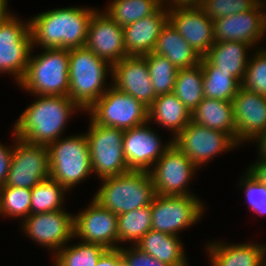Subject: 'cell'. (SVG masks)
I'll use <instances>...</instances> for the list:
<instances>
[{
  "label": "cell",
  "instance_id": "35",
  "mask_svg": "<svg viewBox=\"0 0 266 266\" xmlns=\"http://www.w3.org/2000/svg\"><path fill=\"white\" fill-rule=\"evenodd\" d=\"M147 61L156 96L172 93L178 69L166 57L153 52L143 55Z\"/></svg>",
  "mask_w": 266,
  "mask_h": 266
},
{
  "label": "cell",
  "instance_id": "44",
  "mask_svg": "<svg viewBox=\"0 0 266 266\" xmlns=\"http://www.w3.org/2000/svg\"><path fill=\"white\" fill-rule=\"evenodd\" d=\"M203 0H162V4L165 5L167 10H173L178 8H197L201 7ZM171 6H170V5Z\"/></svg>",
  "mask_w": 266,
  "mask_h": 266
},
{
  "label": "cell",
  "instance_id": "45",
  "mask_svg": "<svg viewBox=\"0 0 266 266\" xmlns=\"http://www.w3.org/2000/svg\"><path fill=\"white\" fill-rule=\"evenodd\" d=\"M258 142L259 158L266 160V130L261 132L253 141Z\"/></svg>",
  "mask_w": 266,
  "mask_h": 266
},
{
  "label": "cell",
  "instance_id": "42",
  "mask_svg": "<svg viewBox=\"0 0 266 266\" xmlns=\"http://www.w3.org/2000/svg\"><path fill=\"white\" fill-rule=\"evenodd\" d=\"M95 266H124L121 249H107Z\"/></svg>",
  "mask_w": 266,
  "mask_h": 266
},
{
  "label": "cell",
  "instance_id": "36",
  "mask_svg": "<svg viewBox=\"0 0 266 266\" xmlns=\"http://www.w3.org/2000/svg\"><path fill=\"white\" fill-rule=\"evenodd\" d=\"M31 214V189L0 187V215L27 218Z\"/></svg>",
  "mask_w": 266,
  "mask_h": 266
},
{
  "label": "cell",
  "instance_id": "25",
  "mask_svg": "<svg viewBox=\"0 0 266 266\" xmlns=\"http://www.w3.org/2000/svg\"><path fill=\"white\" fill-rule=\"evenodd\" d=\"M148 120L171 130L174 139L191 122V112L172 92L157 96L149 107Z\"/></svg>",
  "mask_w": 266,
  "mask_h": 266
},
{
  "label": "cell",
  "instance_id": "17",
  "mask_svg": "<svg viewBox=\"0 0 266 266\" xmlns=\"http://www.w3.org/2000/svg\"><path fill=\"white\" fill-rule=\"evenodd\" d=\"M148 124L149 122L124 131V158L130 170L150 171L172 144V139L166 145L162 144L159 135Z\"/></svg>",
  "mask_w": 266,
  "mask_h": 266
},
{
  "label": "cell",
  "instance_id": "22",
  "mask_svg": "<svg viewBox=\"0 0 266 266\" xmlns=\"http://www.w3.org/2000/svg\"><path fill=\"white\" fill-rule=\"evenodd\" d=\"M168 22V10L162 5L155 13L123 27L128 56H143L153 52L161 29Z\"/></svg>",
  "mask_w": 266,
  "mask_h": 266
},
{
  "label": "cell",
  "instance_id": "41",
  "mask_svg": "<svg viewBox=\"0 0 266 266\" xmlns=\"http://www.w3.org/2000/svg\"><path fill=\"white\" fill-rule=\"evenodd\" d=\"M13 148L0 143V187L5 185L12 159Z\"/></svg>",
  "mask_w": 266,
  "mask_h": 266
},
{
  "label": "cell",
  "instance_id": "10",
  "mask_svg": "<svg viewBox=\"0 0 266 266\" xmlns=\"http://www.w3.org/2000/svg\"><path fill=\"white\" fill-rule=\"evenodd\" d=\"M22 21L9 12L0 22V73L14 75L17 84L25 74L30 52L34 51L29 20Z\"/></svg>",
  "mask_w": 266,
  "mask_h": 266
},
{
  "label": "cell",
  "instance_id": "3",
  "mask_svg": "<svg viewBox=\"0 0 266 266\" xmlns=\"http://www.w3.org/2000/svg\"><path fill=\"white\" fill-rule=\"evenodd\" d=\"M101 180L102 185L93 200L117 215L151 205L156 196L149 171L131 170Z\"/></svg>",
  "mask_w": 266,
  "mask_h": 266
},
{
  "label": "cell",
  "instance_id": "20",
  "mask_svg": "<svg viewBox=\"0 0 266 266\" xmlns=\"http://www.w3.org/2000/svg\"><path fill=\"white\" fill-rule=\"evenodd\" d=\"M236 123V143L253 141L266 130V96L241 86L232 101ZM251 140V141H250Z\"/></svg>",
  "mask_w": 266,
  "mask_h": 266
},
{
  "label": "cell",
  "instance_id": "19",
  "mask_svg": "<svg viewBox=\"0 0 266 266\" xmlns=\"http://www.w3.org/2000/svg\"><path fill=\"white\" fill-rule=\"evenodd\" d=\"M112 85L150 107L157 96L143 56H127L112 66Z\"/></svg>",
  "mask_w": 266,
  "mask_h": 266
},
{
  "label": "cell",
  "instance_id": "9",
  "mask_svg": "<svg viewBox=\"0 0 266 266\" xmlns=\"http://www.w3.org/2000/svg\"><path fill=\"white\" fill-rule=\"evenodd\" d=\"M204 204L194 195H157L151 203V229L176 235L197 223L204 212Z\"/></svg>",
  "mask_w": 266,
  "mask_h": 266
},
{
  "label": "cell",
  "instance_id": "1",
  "mask_svg": "<svg viewBox=\"0 0 266 266\" xmlns=\"http://www.w3.org/2000/svg\"><path fill=\"white\" fill-rule=\"evenodd\" d=\"M97 9L85 7L55 8L29 19L32 48L52 49L84 47L92 14Z\"/></svg>",
  "mask_w": 266,
  "mask_h": 266
},
{
  "label": "cell",
  "instance_id": "27",
  "mask_svg": "<svg viewBox=\"0 0 266 266\" xmlns=\"http://www.w3.org/2000/svg\"><path fill=\"white\" fill-rule=\"evenodd\" d=\"M153 53L166 57L177 69L194 67L201 59L169 21L161 29Z\"/></svg>",
  "mask_w": 266,
  "mask_h": 266
},
{
  "label": "cell",
  "instance_id": "6",
  "mask_svg": "<svg viewBox=\"0 0 266 266\" xmlns=\"http://www.w3.org/2000/svg\"><path fill=\"white\" fill-rule=\"evenodd\" d=\"M47 147L50 178L57 181L67 191L93 173L85 133L59 138Z\"/></svg>",
  "mask_w": 266,
  "mask_h": 266
},
{
  "label": "cell",
  "instance_id": "37",
  "mask_svg": "<svg viewBox=\"0 0 266 266\" xmlns=\"http://www.w3.org/2000/svg\"><path fill=\"white\" fill-rule=\"evenodd\" d=\"M246 68L242 87L266 96V51L258 49L256 53L251 54Z\"/></svg>",
  "mask_w": 266,
  "mask_h": 266
},
{
  "label": "cell",
  "instance_id": "31",
  "mask_svg": "<svg viewBox=\"0 0 266 266\" xmlns=\"http://www.w3.org/2000/svg\"><path fill=\"white\" fill-rule=\"evenodd\" d=\"M162 5V0H113L104 13L124 27L155 13Z\"/></svg>",
  "mask_w": 266,
  "mask_h": 266
},
{
  "label": "cell",
  "instance_id": "15",
  "mask_svg": "<svg viewBox=\"0 0 266 266\" xmlns=\"http://www.w3.org/2000/svg\"><path fill=\"white\" fill-rule=\"evenodd\" d=\"M118 215L102 208L93 199L88 208L74 216V237L84 243L99 244L106 249L120 248Z\"/></svg>",
  "mask_w": 266,
  "mask_h": 266
},
{
  "label": "cell",
  "instance_id": "23",
  "mask_svg": "<svg viewBox=\"0 0 266 266\" xmlns=\"http://www.w3.org/2000/svg\"><path fill=\"white\" fill-rule=\"evenodd\" d=\"M206 249L211 266H266L265 244L210 242Z\"/></svg>",
  "mask_w": 266,
  "mask_h": 266
},
{
  "label": "cell",
  "instance_id": "30",
  "mask_svg": "<svg viewBox=\"0 0 266 266\" xmlns=\"http://www.w3.org/2000/svg\"><path fill=\"white\" fill-rule=\"evenodd\" d=\"M173 93L192 113L204 98L203 70L200 63L191 68L178 69Z\"/></svg>",
  "mask_w": 266,
  "mask_h": 266
},
{
  "label": "cell",
  "instance_id": "26",
  "mask_svg": "<svg viewBox=\"0 0 266 266\" xmlns=\"http://www.w3.org/2000/svg\"><path fill=\"white\" fill-rule=\"evenodd\" d=\"M180 237L159 231L149 230L136 247L160 262L170 266H189Z\"/></svg>",
  "mask_w": 266,
  "mask_h": 266
},
{
  "label": "cell",
  "instance_id": "16",
  "mask_svg": "<svg viewBox=\"0 0 266 266\" xmlns=\"http://www.w3.org/2000/svg\"><path fill=\"white\" fill-rule=\"evenodd\" d=\"M264 9L259 1L248 11L213 20L215 42L242 41L255 47L266 32Z\"/></svg>",
  "mask_w": 266,
  "mask_h": 266
},
{
  "label": "cell",
  "instance_id": "4",
  "mask_svg": "<svg viewBox=\"0 0 266 266\" xmlns=\"http://www.w3.org/2000/svg\"><path fill=\"white\" fill-rule=\"evenodd\" d=\"M108 73L112 74V66L85 46L70 49L68 97L87 111L109 88H105Z\"/></svg>",
  "mask_w": 266,
  "mask_h": 266
},
{
  "label": "cell",
  "instance_id": "28",
  "mask_svg": "<svg viewBox=\"0 0 266 266\" xmlns=\"http://www.w3.org/2000/svg\"><path fill=\"white\" fill-rule=\"evenodd\" d=\"M251 45L242 41L215 42L205 57L215 65V71L230 72L241 83L248 65V49Z\"/></svg>",
  "mask_w": 266,
  "mask_h": 266
},
{
  "label": "cell",
  "instance_id": "13",
  "mask_svg": "<svg viewBox=\"0 0 266 266\" xmlns=\"http://www.w3.org/2000/svg\"><path fill=\"white\" fill-rule=\"evenodd\" d=\"M172 143L183 152L198 168L213 157L230 151L238 144L224 132L190 122Z\"/></svg>",
  "mask_w": 266,
  "mask_h": 266
},
{
  "label": "cell",
  "instance_id": "12",
  "mask_svg": "<svg viewBox=\"0 0 266 266\" xmlns=\"http://www.w3.org/2000/svg\"><path fill=\"white\" fill-rule=\"evenodd\" d=\"M199 169L173 143L156 161L149 171L157 195L187 196L193 195L187 189Z\"/></svg>",
  "mask_w": 266,
  "mask_h": 266
},
{
  "label": "cell",
  "instance_id": "18",
  "mask_svg": "<svg viewBox=\"0 0 266 266\" xmlns=\"http://www.w3.org/2000/svg\"><path fill=\"white\" fill-rule=\"evenodd\" d=\"M85 47L111 66L128 56L123 27L98 10L91 16Z\"/></svg>",
  "mask_w": 266,
  "mask_h": 266
},
{
  "label": "cell",
  "instance_id": "32",
  "mask_svg": "<svg viewBox=\"0 0 266 266\" xmlns=\"http://www.w3.org/2000/svg\"><path fill=\"white\" fill-rule=\"evenodd\" d=\"M151 218L150 205L118 215V244L131 242L136 245L151 230Z\"/></svg>",
  "mask_w": 266,
  "mask_h": 266
},
{
  "label": "cell",
  "instance_id": "21",
  "mask_svg": "<svg viewBox=\"0 0 266 266\" xmlns=\"http://www.w3.org/2000/svg\"><path fill=\"white\" fill-rule=\"evenodd\" d=\"M168 21L200 57L215 43L213 20L200 7L168 10Z\"/></svg>",
  "mask_w": 266,
  "mask_h": 266
},
{
  "label": "cell",
  "instance_id": "43",
  "mask_svg": "<svg viewBox=\"0 0 266 266\" xmlns=\"http://www.w3.org/2000/svg\"><path fill=\"white\" fill-rule=\"evenodd\" d=\"M256 163H252L247 172L258 182L266 185V160L257 158Z\"/></svg>",
  "mask_w": 266,
  "mask_h": 266
},
{
  "label": "cell",
  "instance_id": "7",
  "mask_svg": "<svg viewBox=\"0 0 266 266\" xmlns=\"http://www.w3.org/2000/svg\"><path fill=\"white\" fill-rule=\"evenodd\" d=\"M86 112L94 123L124 131L149 122V108L113 85Z\"/></svg>",
  "mask_w": 266,
  "mask_h": 266
},
{
  "label": "cell",
  "instance_id": "29",
  "mask_svg": "<svg viewBox=\"0 0 266 266\" xmlns=\"http://www.w3.org/2000/svg\"><path fill=\"white\" fill-rule=\"evenodd\" d=\"M203 70L204 98L233 101L242 83L230 72L215 71L213 65L205 56L201 57Z\"/></svg>",
  "mask_w": 266,
  "mask_h": 266
},
{
  "label": "cell",
  "instance_id": "33",
  "mask_svg": "<svg viewBox=\"0 0 266 266\" xmlns=\"http://www.w3.org/2000/svg\"><path fill=\"white\" fill-rule=\"evenodd\" d=\"M67 190L57 181L48 178L31 189V214L63 209L64 192Z\"/></svg>",
  "mask_w": 266,
  "mask_h": 266
},
{
  "label": "cell",
  "instance_id": "38",
  "mask_svg": "<svg viewBox=\"0 0 266 266\" xmlns=\"http://www.w3.org/2000/svg\"><path fill=\"white\" fill-rule=\"evenodd\" d=\"M259 1L262 0H203L200 8L215 20L248 11Z\"/></svg>",
  "mask_w": 266,
  "mask_h": 266
},
{
  "label": "cell",
  "instance_id": "40",
  "mask_svg": "<svg viewBox=\"0 0 266 266\" xmlns=\"http://www.w3.org/2000/svg\"><path fill=\"white\" fill-rule=\"evenodd\" d=\"M131 246L128 249L120 247L124 266H170L141 251L135 245Z\"/></svg>",
  "mask_w": 266,
  "mask_h": 266
},
{
  "label": "cell",
  "instance_id": "5",
  "mask_svg": "<svg viewBox=\"0 0 266 266\" xmlns=\"http://www.w3.org/2000/svg\"><path fill=\"white\" fill-rule=\"evenodd\" d=\"M30 52L27 68L18 85L34 96H68L69 50L44 48Z\"/></svg>",
  "mask_w": 266,
  "mask_h": 266
},
{
  "label": "cell",
  "instance_id": "46",
  "mask_svg": "<svg viewBox=\"0 0 266 266\" xmlns=\"http://www.w3.org/2000/svg\"><path fill=\"white\" fill-rule=\"evenodd\" d=\"M8 0H0V22L9 13L7 5Z\"/></svg>",
  "mask_w": 266,
  "mask_h": 266
},
{
  "label": "cell",
  "instance_id": "34",
  "mask_svg": "<svg viewBox=\"0 0 266 266\" xmlns=\"http://www.w3.org/2000/svg\"><path fill=\"white\" fill-rule=\"evenodd\" d=\"M106 250L99 244H68L54 255V266H95Z\"/></svg>",
  "mask_w": 266,
  "mask_h": 266
},
{
  "label": "cell",
  "instance_id": "8",
  "mask_svg": "<svg viewBox=\"0 0 266 266\" xmlns=\"http://www.w3.org/2000/svg\"><path fill=\"white\" fill-rule=\"evenodd\" d=\"M124 130L106 127L90 121L85 133L91 157L92 172L100 179L131 171L124 158Z\"/></svg>",
  "mask_w": 266,
  "mask_h": 266
},
{
  "label": "cell",
  "instance_id": "2",
  "mask_svg": "<svg viewBox=\"0 0 266 266\" xmlns=\"http://www.w3.org/2000/svg\"><path fill=\"white\" fill-rule=\"evenodd\" d=\"M37 97L16 120L13 132L29 143L48 146L61 138L72 113L83 110L68 96Z\"/></svg>",
  "mask_w": 266,
  "mask_h": 266
},
{
  "label": "cell",
  "instance_id": "47",
  "mask_svg": "<svg viewBox=\"0 0 266 266\" xmlns=\"http://www.w3.org/2000/svg\"><path fill=\"white\" fill-rule=\"evenodd\" d=\"M265 1H266V0H263V1H262L264 6L266 5V4H265ZM264 10H265V16H266V7H265Z\"/></svg>",
  "mask_w": 266,
  "mask_h": 266
},
{
  "label": "cell",
  "instance_id": "24",
  "mask_svg": "<svg viewBox=\"0 0 266 266\" xmlns=\"http://www.w3.org/2000/svg\"><path fill=\"white\" fill-rule=\"evenodd\" d=\"M191 121L227 133L236 142V123L230 101L203 98L191 113Z\"/></svg>",
  "mask_w": 266,
  "mask_h": 266
},
{
  "label": "cell",
  "instance_id": "39",
  "mask_svg": "<svg viewBox=\"0 0 266 266\" xmlns=\"http://www.w3.org/2000/svg\"><path fill=\"white\" fill-rule=\"evenodd\" d=\"M239 183L243 187L249 208L259 215L266 214V185L258 182L247 171Z\"/></svg>",
  "mask_w": 266,
  "mask_h": 266
},
{
  "label": "cell",
  "instance_id": "11",
  "mask_svg": "<svg viewBox=\"0 0 266 266\" xmlns=\"http://www.w3.org/2000/svg\"><path fill=\"white\" fill-rule=\"evenodd\" d=\"M15 138L10 170L3 187L32 189L35 185L50 178L48 147L29 143Z\"/></svg>",
  "mask_w": 266,
  "mask_h": 266
},
{
  "label": "cell",
  "instance_id": "14",
  "mask_svg": "<svg viewBox=\"0 0 266 266\" xmlns=\"http://www.w3.org/2000/svg\"><path fill=\"white\" fill-rule=\"evenodd\" d=\"M22 220V231L55 254L74 239V215L64 209L30 214Z\"/></svg>",
  "mask_w": 266,
  "mask_h": 266
}]
</instances>
